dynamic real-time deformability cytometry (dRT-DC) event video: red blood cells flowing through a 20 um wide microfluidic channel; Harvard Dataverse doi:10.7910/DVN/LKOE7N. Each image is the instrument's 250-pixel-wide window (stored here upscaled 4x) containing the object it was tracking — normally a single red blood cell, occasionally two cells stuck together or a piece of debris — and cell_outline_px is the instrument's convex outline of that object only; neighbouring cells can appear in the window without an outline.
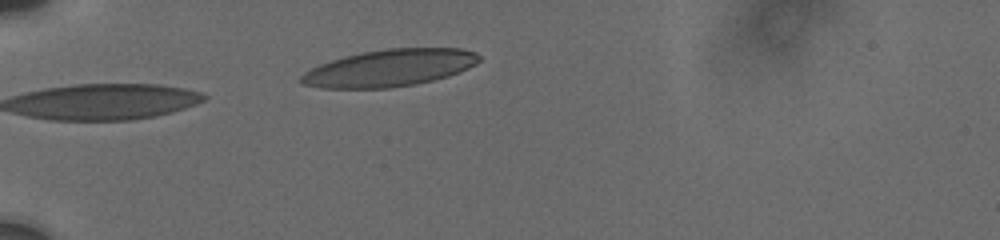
{"species": "human", "species_latin": "Homo sapiens", "temperature_condition": "cold", "stored_images_in_passage": 9, "camera_frame_rate_fps": 3000, "um_per_image_px": 0.085, "donor": {"sex": "male"}, "frame": {"image": 1, "passage_image": 1, "time_ms": 0.0, "image_size_px": [1000, 240], "cell_outline_px": [[480, 60], [476, 64], [468, 68], [448, 76], [416, 84], [392, 88], [320, 88], [300, 84], [300, 76], [304, 72], [320, 64], [344, 56], [364, 52], [388, 48], [460, 48], [476, 52], [480, 56]], "centroid_in_image_um": [33.11, 5.78], "position_along_channel_um": 51.9, "area_um2": 38.44}}
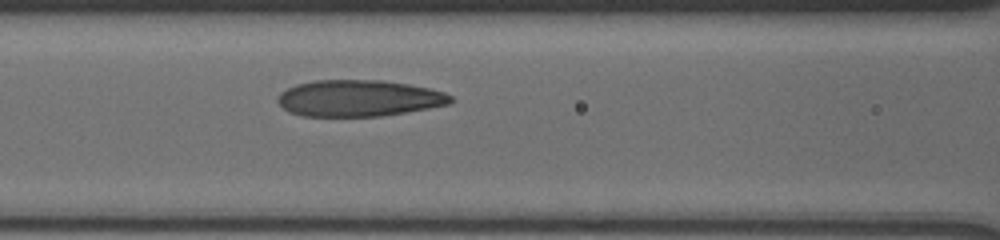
{"frame": {"image": 2, "passage_image": 6, "time_ms": 3.0, "image_size_px": [1000, 240], "cell_outline_px": [[452, 100], [448, 104], [428, 108], [380, 116], [304, 116], [288, 112], [276, 100], [276, 96], [280, 92], [296, 84], [312, 80], [380, 80], [408, 84], [428, 88], [444, 92], [452, 96]], "centroid_in_image_um": [30.44, 8.34], "position_along_channel_um": 136.2, "area_um2": 36.65}}
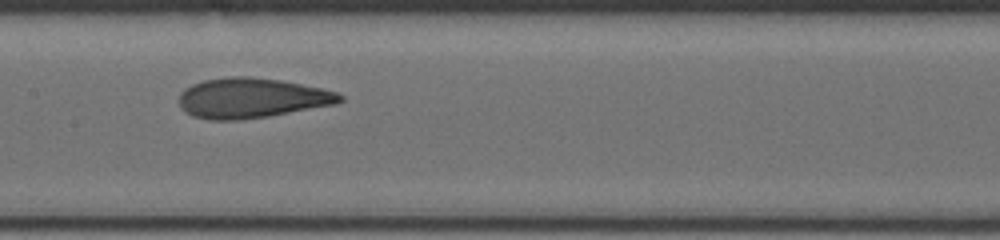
{"frame": {"image": 3, "passage_image": 8, "time_ms": 4.333, "image_size_px": [1000, 240], "cell_outline_px": [[344, 100], [336, 104], [268, 116], [240, 120], [212, 120], [192, 116], [184, 112], [180, 108], [180, 92], [184, 88], [192, 84], [204, 80], [228, 76], [248, 76], [280, 80], [320, 88], [336, 92], [344, 96]], "centroid_in_image_um": [21.36, 8.33], "position_along_channel_um": 186.0, "area_um2": 37.57}}